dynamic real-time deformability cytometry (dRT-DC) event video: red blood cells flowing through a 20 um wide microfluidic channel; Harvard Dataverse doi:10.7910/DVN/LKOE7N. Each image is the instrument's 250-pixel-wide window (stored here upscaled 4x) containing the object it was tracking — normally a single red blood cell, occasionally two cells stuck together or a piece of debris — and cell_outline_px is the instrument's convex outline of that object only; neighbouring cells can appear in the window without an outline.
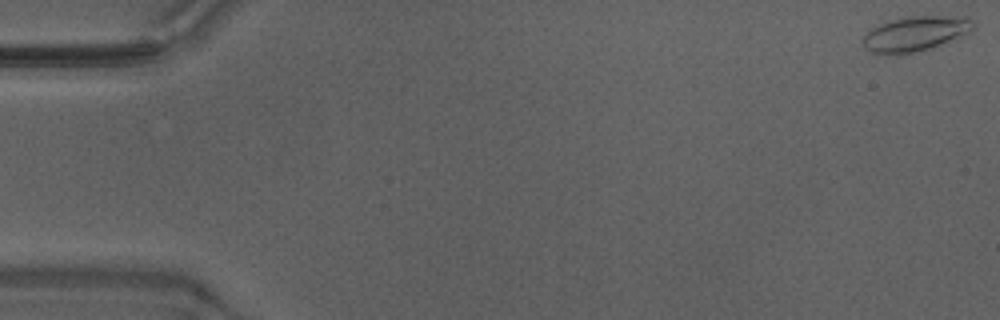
{"species": "Egyptian fruit bat (a non-hibernating species)", "species_latin": "Rousettus aegyptiacus", "temperature_condition": "warm", "stored_images_in_passage": 6, "camera_frame_rate_fps": 3000, "um_per_image_px": 0.085, "animal": {"sex": "male"}, "frame": {"image": 1, "passage_image": 1, "time_ms": 0.0, "image_size_px": [1000, 320], "cell_outline_px": [[976, 28], [956, 40], [900, 56], [896, 56], [872, 52], [864, 48], [860, 40], [872, 28], [880, 24], [892, 20], [908, 16], [968, 16], [972, 20]], "centroid_in_image_um": [77.82, 2.88], "position_along_channel_um": 7.2, "area_um2": 22.89}}